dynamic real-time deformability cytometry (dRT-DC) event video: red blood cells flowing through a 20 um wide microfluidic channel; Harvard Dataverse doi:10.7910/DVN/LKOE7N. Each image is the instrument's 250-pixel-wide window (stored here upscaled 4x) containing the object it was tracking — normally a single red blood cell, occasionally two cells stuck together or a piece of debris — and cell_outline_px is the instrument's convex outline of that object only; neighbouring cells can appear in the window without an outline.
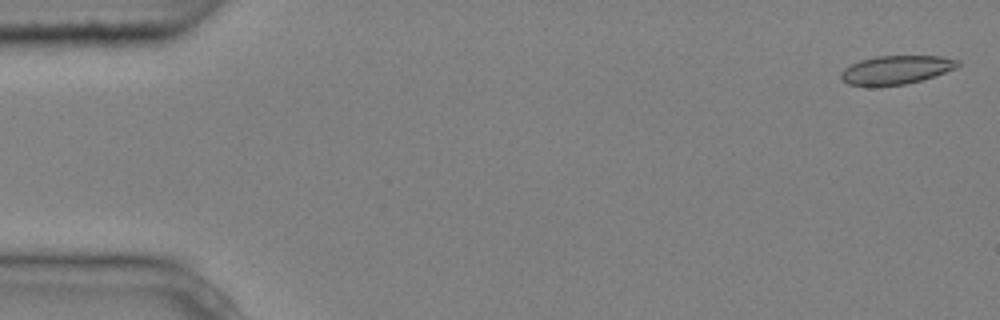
{"species": "common noctule bat (a hibernating species)", "species_latin": "Nyctalus noctula", "temperature_condition": "cold", "stored_images_in_passage": 3, "camera_frame_rate_fps": 3000, "um_per_image_px": 0.085, "animal": {"sex": "male", "body_mass_g": 20.4}, "frame": {"image": 1, "passage_image": 1, "time_ms": 0.0, "image_size_px": [1000, 320], "cell_outline_px": [[960, 64], [956, 68], [920, 80], [904, 84], [848, 84], [840, 80], [840, 72], [844, 68], [860, 60], [876, 56], [940, 56], [960, 60]], "centroid_in_image_um": [76.17, 5.9], "position_along_channel_um": 8.8, "area_um2": 18.96}}